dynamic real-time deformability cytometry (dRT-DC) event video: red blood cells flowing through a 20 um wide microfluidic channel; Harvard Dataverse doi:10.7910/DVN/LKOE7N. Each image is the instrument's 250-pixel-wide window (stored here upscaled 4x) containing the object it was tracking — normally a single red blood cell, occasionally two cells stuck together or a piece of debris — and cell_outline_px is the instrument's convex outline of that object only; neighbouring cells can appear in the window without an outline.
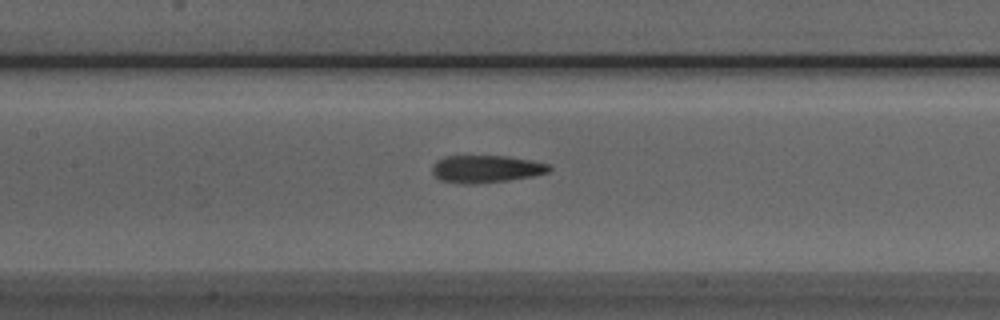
{"species": "Egyptian fruit bat (a non-hibernating species)", "species_latin": "Rousettus aegyptiacus", "temperature_condition": "room temperature", "stored_images_in_passage": 39, "camera_frame_rate_fps": 3000, "um_per_image_px": 0.085, "animal": {"sex": "male"}, "frame": {"image": 1, "passage_image": 11, "time_ms": 3.333, "image_size_px": [1000, 320], "cell_outline_px": [[552, 168], [548, 172], [532, 176], [508, 180], [476, 184], [460, 184], [440, 180], [432, 172], [432, 164], [436, 160], [444, 156], [508, 156], [548, 164]], "centroid_in_image_um": [41.26, 14.36], "position_along_channel_um": 166.1, "area_um2": 18.73}}
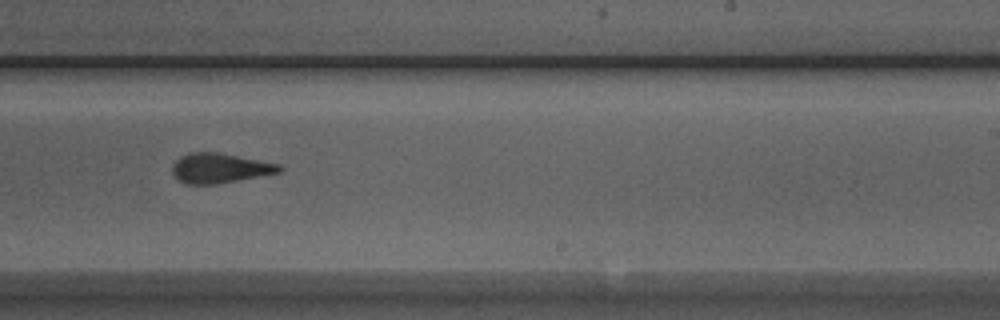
{"frame": {"image": 2, "passage_image": 19, "time_ms": 6.0, "image_size_px": [1000, 320], "cell_outline_px": [[284, 168], [280, 172], [216, 184], [184, 184], [172, 172], [172, 164], [180, 156], [188, 152], [216, 152], [280, 164]], "centroid_in_image_um": [18.65, 14.28], "position_along_channel_um": 270.3, "area_um2": 18.44}}
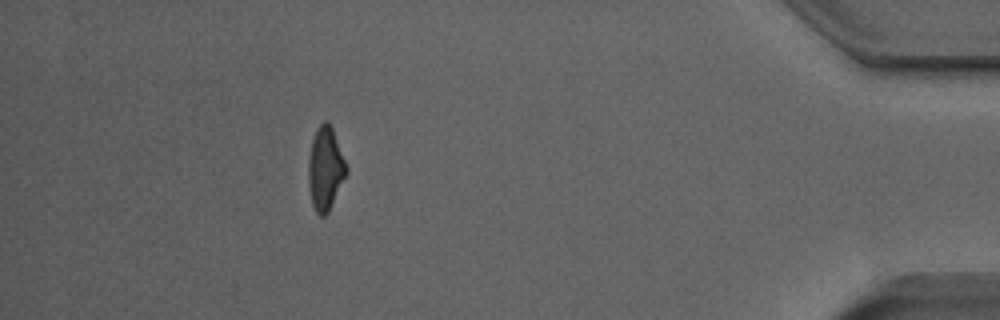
{"frame": {"image": 3, "passage_image": 34, "time_ms": 11.0, "image_size_px": [1000, 320], "cell_outline_px": [[348, 172], [328, 212], [324, 216], [320, 216], [316, 212], [312, 204], [308, 184], [308, 160], [312, 140], [316, 128], [324, 120], [328, 120], [332, 128], [348, 168]], "centroid_in_image_um": [27.65, 14.32], "position_along_channel_um": 407.6, "area_um2": 18.44}, "authors_computed_cell_mechanics": {"area_um2": 19.074, "velocity_mm_per_s": 3.9261, "shape_relaxation_time_tau1_ms": null, "shape_relaxation_time_tau2_ms": 2.4743, "deformation_change_tau1": null, "deformation_change_tau2": 0.1277}}